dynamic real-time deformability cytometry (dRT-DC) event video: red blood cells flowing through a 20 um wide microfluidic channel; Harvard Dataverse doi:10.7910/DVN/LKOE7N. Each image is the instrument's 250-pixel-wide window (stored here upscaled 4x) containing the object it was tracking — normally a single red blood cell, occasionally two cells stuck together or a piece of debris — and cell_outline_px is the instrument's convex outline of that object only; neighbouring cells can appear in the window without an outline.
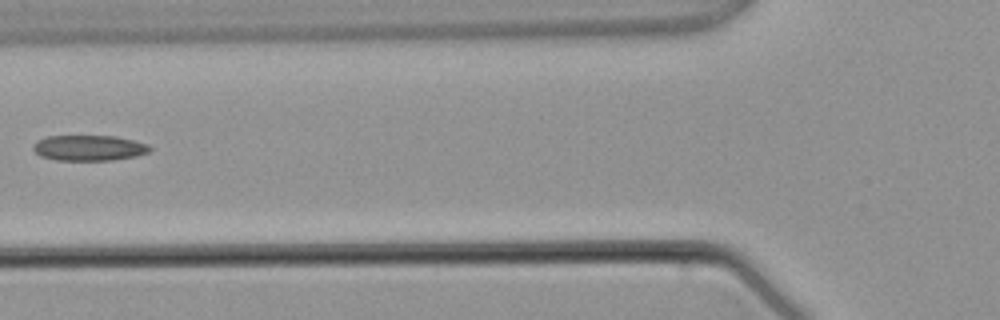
{"species": "common noctule bat (a hibernating species)", "species_latin": "Nyctalus noctula", "temperature_condition": "warm", "stored_images_in_passage": 5, "camera_frame_rate_fps": 3000, "um_per_image_px": 0.085, "animal": {"sex": "male", "body_mass_g": 21.5, "forearm_length_mm": 52.0}, "frame": {"image": 1, "passage_image": 5, "time_ms": 5.0, "image_size_px": [1000, 320], "cell_outline_px": [[152, 148], [148, 152], [136, 156], [112, 160], [56, 160], [40, 156], [32, 148], [36, 140], [48, 136], [116, 136], [148, 144]], "centroid_in_image_um": [7.55, 12.57], "position_along_channel_um": 118.2, "area_um2": 17.34}}